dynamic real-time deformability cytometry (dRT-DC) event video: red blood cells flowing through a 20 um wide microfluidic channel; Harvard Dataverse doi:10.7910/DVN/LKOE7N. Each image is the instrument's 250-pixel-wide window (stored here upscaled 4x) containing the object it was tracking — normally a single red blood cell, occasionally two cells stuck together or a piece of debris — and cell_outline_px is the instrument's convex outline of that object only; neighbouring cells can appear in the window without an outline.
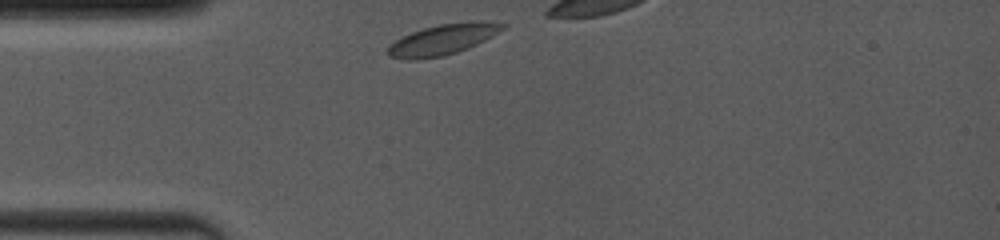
{"species": "common noctule bat (a hibernating species)", "species_latin": "Nyctalus noctula", "temperature_condition": "room temperature", "stored_images_in_passage": 10, "camera_frame_rate_fps": 4000, "um_per_image_px": 0.085, "animal": {"sex": "female", "body_mass_g": 19.0, "forearm_length_mm": 53.3}, "frame": {"image": 1, "passage_image": 1, "time_ms": 0.0, "image_size_px": [1000, 240], "cell_outline_px": [[508, 24], [500, 32], [468, 48], [444, 56], [416, 60], [408, 60], [388, 56], [388, 48], [396, 40], [412, 32], [424, 28], [440, 24], [476, 20], [480, 20]], "centroid_in_image_um": [37.68, 3.35], "position_along_channel_um": 47.3, "area_um2": 20.4}}